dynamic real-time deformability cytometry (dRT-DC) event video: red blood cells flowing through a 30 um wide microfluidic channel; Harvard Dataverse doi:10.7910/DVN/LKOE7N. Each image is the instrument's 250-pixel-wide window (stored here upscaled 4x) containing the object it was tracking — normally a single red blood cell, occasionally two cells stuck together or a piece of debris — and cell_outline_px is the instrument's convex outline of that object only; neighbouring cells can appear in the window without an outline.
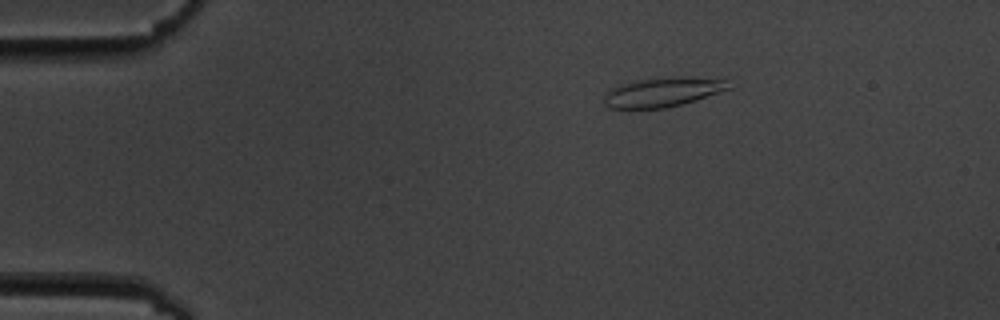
{"species": "common noctule bat (a hibernating species)", "species_latin": "Nyctalus noctula", "temperature_condition": "cold", "stored_images_in_passage": 6, "camera_frame_rate_fps": 3000, "um_per_image_px": 0.085, "animal": {"sex": "male", "body_mass_g": 19.5, "forearm_length_mm": 54.6}, "frame": {"image": 1, "passage_image": 3, "time_ms": 2.333, "image_size_px": [1000, 320], "cell_outline_px": [[732, 88], [696, 100], [664, 108], [608, 108], [604, 104], [604, 96], [612, 88], [620, 84], [640, 80], [672, 76], [680, 76], [724, 80]], "centroid_in_image_um": [56.31, 7.83], "position_along_channel_um": 28.7, "area_um2": 21.04}}